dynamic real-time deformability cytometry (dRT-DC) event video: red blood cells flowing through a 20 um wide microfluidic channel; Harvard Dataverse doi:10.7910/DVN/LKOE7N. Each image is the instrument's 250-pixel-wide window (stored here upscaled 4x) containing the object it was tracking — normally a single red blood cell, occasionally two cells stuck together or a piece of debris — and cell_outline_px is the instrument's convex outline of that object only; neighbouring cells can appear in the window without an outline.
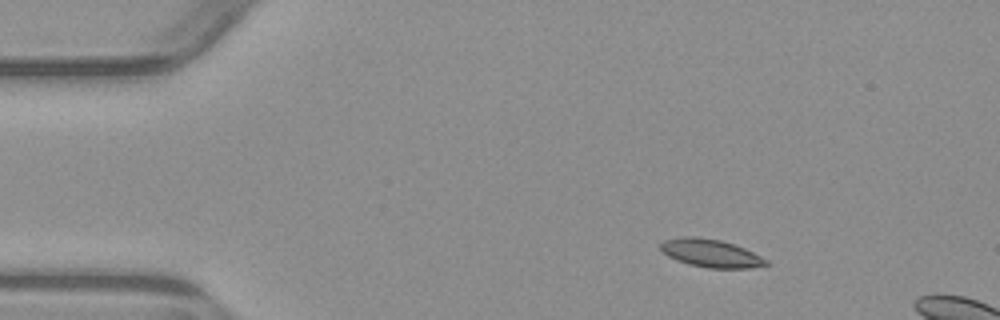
{"species": "common noctule bat (a hibernating species)", "species_latin": "Nyctalus noctula", "temperature_condition": "warm", "stored_images_in_passage": 4, "camera_frame_rate_fps": 3000, "um_per_image_px": 0.085, "animal": {"sex": "male", "body_mass_g": 23.1, "forearm_length_mm": 52.7}, "frame": {"image": 1, "passage_image": 2, "time_ms": 2.0, "image_size_px": [1000, 320], "cell_outline_px": [[768, 264], [752, 268], [708, 268], [688, 264], [676, 260], [668, 256], [660, 248], [660, 244], [664, 240], [680, 236], [696, 236], [720, 240], [744, 248], [768, 260]], "centroid_in_image_um": [60.39, 21.52], "position_along_channel_um": 24.6, "area_um2": 17.17}}